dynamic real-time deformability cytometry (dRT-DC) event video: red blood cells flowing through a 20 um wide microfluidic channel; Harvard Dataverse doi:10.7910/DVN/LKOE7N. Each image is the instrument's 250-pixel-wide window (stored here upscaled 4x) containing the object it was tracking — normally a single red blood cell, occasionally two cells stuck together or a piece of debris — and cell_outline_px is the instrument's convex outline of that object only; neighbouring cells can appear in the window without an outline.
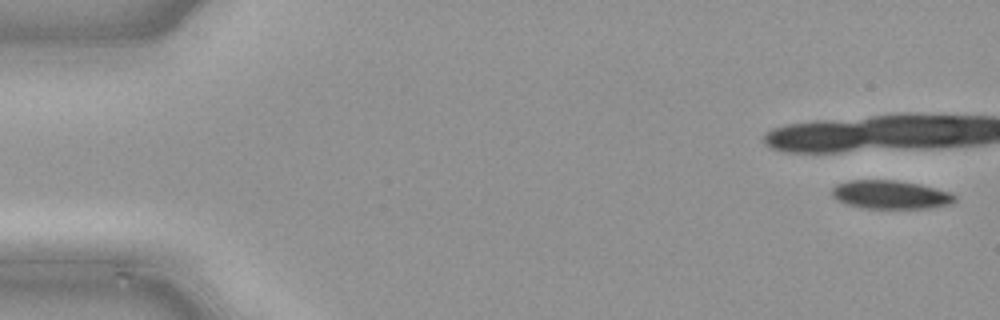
{"species": "common noctule bat (a hibernating species)", "species_latin": "Nyctalus noctula", "temperature_condition": "cold", "stored_images_in_passage": 35, "camera_frame_rate_fps": 3000, "um_per_image_px": 0.085, "animal": {"sex": "male", "body_mass_g": 21.5, "forearm_length_mm": 52.0}, "frame": {"image": 1, "passage_image": 1, "time_ms": 0.0, "image_size_px": [1000, 320], "cell_outline_px": [[956, 200], [948, 204], [928, 208], [868, 208], [848, 204], [832, 196], [832, 188], [836, 184], [852, 180], [892, 180], [920, 184], [948, 192], [956, 196]], "centroid_in_image_um": [75.69, 16.54], "position_along_channel_um": 9.3, "area_um2": 20.0}}